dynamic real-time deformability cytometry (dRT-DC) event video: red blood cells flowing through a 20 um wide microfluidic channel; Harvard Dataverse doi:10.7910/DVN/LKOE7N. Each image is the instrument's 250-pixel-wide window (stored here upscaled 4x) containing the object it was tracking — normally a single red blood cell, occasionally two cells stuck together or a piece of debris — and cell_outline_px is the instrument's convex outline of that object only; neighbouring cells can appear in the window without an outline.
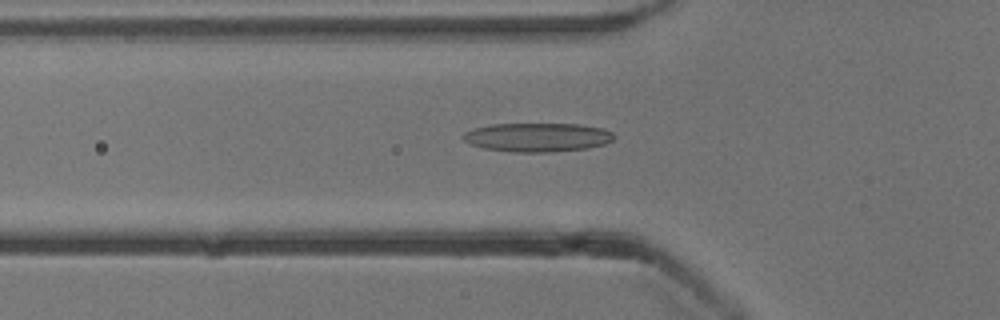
{"species": "common noctule bat (a hibernating species)", "species_latin": "Nyctalus noctula", "temperature_condition": "cold", "stored_images_in_passage": 14, "camera_frame_rate_fps": 3000, "um_per_image_px": 0.085, "animal": {"sex": "male", "body_mass_g": 13.3}, "frame": {"image": 1, "passage_image": 2, "time_ms": 0.333, "image_size_px": [1000, 320], "cell_outline_px": [[616, 136], [612, 140], [604, 144], [588, 148], [548, 152], [512, 152], [484, 148], [472, 144], [464, 140], [460, 136], [464, 132], [472, 128], [492, 124], [580, 124], [604, 128], [612, 132]], "centroid_in_image_um": [45.68, 11.66], "position_along_channel_um": 80.1, "area_um2": 25.49}}
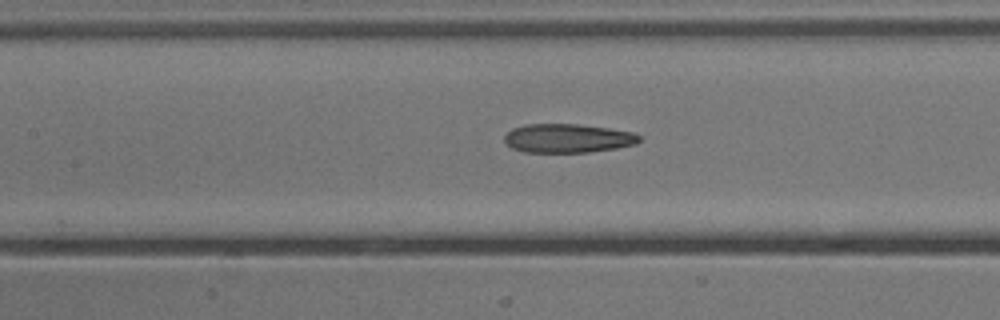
{"frame": {"image": 2, "passage_image": 8, "time_ms": 2.333, "image_size_px": [1000, 320], "cell_outline_px": [[640, 140], [636, 144], [616, 148], [588, 152], [524, 152], [512, 148], [504, 140], [504, 136], [512, 128], [524, 124], [576, 124], [608, 128], [636, 132], [640, 136]], "centroid_in_image_um": [48.26, 11.75], "position_along_channel_um": 159.1, "area_um2": 22.72}}
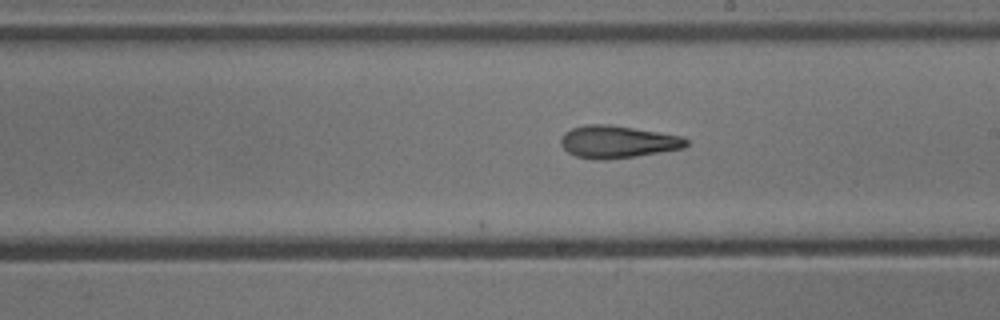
{"frame": {"image": 3, "passage_image": 14, "time_ms": 4.333, "image_size_px": [1000, 320], "cell_outline_px": [[688, 144], [684, 148], [632, 156], [604, 160], [592, 160], [576, 156], [568, 152], [560, 144], [560, 140], [564, 132], [572, 128], [584, 124], [608, 124], [684, 136], [688, 140]], "centroid_in_image_um": [52.47, 12.05], "position_along_channel_um": 236.5, "area_um2": 23.64}}